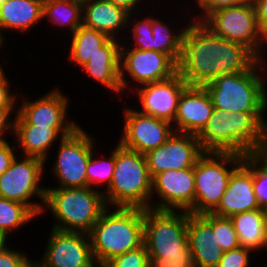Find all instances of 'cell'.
Listing matches in <instances>:
<instances>
[{"label":"cell","instance_id":"1","mask_svg":"<svg viewBox=\"0 0 267 267\" xmlns=\"http://www.w3.org/2000/svg\"><path fill=\"white\" fill-rule=\"evenodd\" d=\"M178 74L190 86H205L222 75L246 72L260 58L247 46L215 35L202 22L187 19Z\"/></svg>","mask_w":267,"mask_h":267},{"label":"cell","instance_id":"2","mask_svg":"<svg viewBox=\"0 0 267 267\" xmlns=\"http://www.w3.org/2000/svg\"><path fill=\"white\" fill-rule=\"evenodd\" d=\"M266 126L250 112L229 113L214 108L197 135L204 152H232L240 155L261 151Z\"/></svg>","mask_w":267,"mask_h":267},{"label":"cell","instance_id":"3","mask_svg":"<svg viewBox=\"0 0 267 267\" xmlns=\"http://www.w3.org/2000/svg\"><path fill=\"white\" fill-rule=\"evenodd\" d=\"M98 267L144 244L143 209L107 207L88 233Z\"/></svg>","mask_w":267,"mask_h":267},{"label":"cell","instance_id":"4","mask_svg":"<svg viewBox=\"0 0 267 267\" xmlns=\"http://www.w3.org/2000/svg\"><path fill=\"white\" fill-rule=\"evenodd\" d=\"M266 61L260 59L246 72L222 75L207 83L205 87L211 95L214 108L229 113L250 112L266 126L267 82L263 74Z\"/></svg>","mask_w":267,"mask_h":267},{"label":"cell","instance_id":"5","mask_svg":"<svg viewBox=\"0 0 267 267\" xmlns=\"http://www.w3.org/2000/svg\"><path fill=\"white\" fill-rule=\"evenodd\" d=\"M107 207L103 192L91 187L47 188L41 216L50 211L51 228L88 234Z\"/></svg>","mask_w":267,"mask_h":267},{"label":"cell","instance_id":"6","mask_svg":"<svg viewBox=\"0 0 267 267\" xmlns=\"http://www.w3.org/2000/svg\"><path fill=\"white\" fill-rule=\"evenodd\" d=\"M115 147V167L110 186L103 191L108 207L150 208L152 177L145 154Z\"/></svg>","mask_w":267,"mask_h":267},{"label":"cell","instance_id":"7","mask_svg":"<svg viewBox=\"0 0 267 267\" xmlns=\"http://www.w3.org/2000/svg\"><path fill=\"white\" fill-rule=\"evenodd\" d=\"M244 156L232 152H204L194 166V214L211 213L220 203L233 171Z\"/></svg>","mask_w":267,"mask_h":267},{"label":"cell","instance_id":"8","mask_svg":"<svg viewBox=\"0 0 267 267\" xmlns=\"http://www.w3.org/2000/svg\"><path fill=\"white\" fill-rule=\"evenodd\" d=\"M45 166L40 158L17 155L0 175V197L25 204L40 217L47 189L41 186L44 170H47ZM34 197L40 202L33 201Z\"/></svg>","mask_w":267,"mask_h":267},{"label":"cell","instance_id":"9","mask_svg":"<svg viewBox=\"0 0 267 267\" xmlns=\"http://www.w3.org/2000/svg\"><path fill=\"white\" fill-rule=\"evenodd\" d=\"M215 35L229 41L239 42L250 48L261 60L267 53V41L260 34L254 3L222 8L211 13L203 22Z\"/></svg>","mask_w":267,"mask_h":267},{"label":"cell","instance_id":"10","mask_svg":"<svg viewBox=\"0 0 267 267\" xmlns=\"http://www.w3.org/2000/svg\"><path fill=\"white\" fill-rule=\"evenodd\" d=\"M188 211L143 209L144 244L149 255L183 254L187 240Z\"/></svg>","mask_w":267,"mask_h":267},{"label":"cell","instance_id":"11","mask_svg":"<svg viewBox=\"0 0 267 267\" xmlns=\"http://www.w3.org/2000/svg\"><path fill=\"white\" fill-rule=\"evenodd\" d=\"M96 139L80 125L70 135L63 137L57 147L55 161L51 165L52 176L57 180V187H87V163L95 150Z\"/></svg>","mask_w":267,"mask_h":267},{"label":"cell","instance_id":"12","mask_svg":"<svg viewBox=\"0 0 267 267\" xmlns=\"http://www.w3.org/2000/svg\"><path fill=\"white\" fill-rule=\"evenodd\" d=\"M123 44L121 42L119 61L123 96L125 90L130 92L143 84L164 81L178 73V64L169 55L154 50L134 49L129 44Z\"/></svg>","mask_w":267,"mask_h":267},{"label":"cell","instance_id":"13","mask_svg":"<svg viewBox=\"0 0 267 267\" xmlns=\"http://www.w3.org/2000/svg\"><path fill=\"white\" fill-rule=\"evenodd\" d=\"M17 103L15 125H38L53 128L62 138L70 135L81 124L70 120V102L62 89L54 86L45 95L35 100L25 99Z\"/></svg>","mask_w":267,"mask_h":267},{"label":"cell","instance_id":"14","mask_svg":"<svg viewBox=\"0 0 267 267\" xmlns=\"http://www.w3.org/2000/svg\"><path fill=\"white\" fill-rule=\"evenodd\" d=\"M46 243L34 267H98L87 233L51 228Z\"/></svg>","mask_w":267,"mask_h":267},{"label":"cell","instance_id":"15","mask_svg":"<svg viewBox=\"0 0 267 267\" xmlns=\"http://www.w3.org/2000/svg\"><path fill=\"white\" fill-rule=\"evenodd\" d=\"M194 193V167L160 172L152 178L150 209L194 214ZM155 197L158 200H153Z\"/></svg>","mask_w":267,"mask_h":267},{"label":"cell","instance_id":"16","mask_svg":"<svg viewBox=\"0 0 267 267\" xmlns=\"http://www.w3.org/2000/svg\"><path fill=\"white\" fill-rule=\"evenodd\" d=\"M124 108L123 132L118 141L123 147L146 154L164 144L174 133L171 122L142 114L128 106Z\"/></svg>","mask_w":267,"mask_h":267},{"label":"cell","instance_id":"17","mask_svg":"<svg viewBox=\"0 0 267 267\" xmlns=\"http://www.w3.org/2000/svg\"><path fill=\"white\" fill-rule=\"evenodd\" d=\"M203 153L196 135L174 131L164 144L147 152L145 157L153 178L167 170L194 167Z\"/></svg>","mask_w":267,"mask_h":267},{"label":"cell","instance_id":"18","mask_svg":"<svg viewBox=\"0 0 267 267\" xmlns=\"http://www.w3.org/2000/svg\"><path fill=\"white\" fill-rule=\"evenodd\" d=\"M187 86V82L177 73L167 80L138 86L130 95L133 93L138 97V112L173 123L179 97Z\"/></svg>","mask_w":267,"mask_h":267},{"label":"cell","instance_id":"19","mask_svg":"<svg viewBox=\"0 0 267 267\" xmlns=\"http://www.w3.org/2000/svg\"><path fill=\"white\" fill-rule=\"evenodd\" d=\"M214 105L205 86L188 85L179 97L172 123L175 132L198 135L212 116Z\"/></svg>","mask_w":267,"mask_h":267},{"label":"cell","instance_id":"20","mask_svg":"<svg viewBox=\"0 0 267 267\" xmlns=\"http://www.w3.org/2000/svg\"><path fill=\"white\" fill-rule=\"evenodd\" d=\"M260 209L253 189L252 166L244 159L231 174L218 206L211 212L221 217Z\"/></svg>","mask_w":267,"mask_h":267},{"label":"cell","instance_id":"21","mask_svg":"<svg viewBox=\"0 0 267 267\" xmlns=\"http://www.w3.org/2000/svg\"><path fill=\"white\" fill-rule=\"evenodd\" d=\"M187 240L194 267H216L223 251L217 239V230L201 215L189 212Z\"/></svg>","mask_w":267,"mask_h":267},{"label":"cell","instance_id":"22","mask_svg":"<svg viewBox=\"0 0 267 267\" xmlns=\"http://www.w3.org/2000/svg\"><path fill=\"white\" fill-rule=\"evenodd\" d=\"M120 45L121 41L116 38H109L101 47L100 52L91 56L89 60L81 66L86 76H90L94 82L101 84L104 89H109L111 93L122 96L120 82Z\"/></svg>","mask_w":267,"mask_h":267},{"label":"cell","instance_id":"23","mask_svg":"<svg viewBox=\"0 0 267 267\" xmlns=\"http://www.w3.org/2000/svg\"><path fill=\"white\" fill-rule=\"evenodd\" d=\"M82 24L121 41L126 37L129 13L106 0H84ZM125 27V28H124ZM121 34V35H120ZM122 38H121V37Z\"/></svg>","mask_w":267,"mask_h":267},{"label":"cell","instance_id":"24","mask_svg":"<svg viewBox=\"0 0 267 267\" xmlns=\"http://www.w3.org/2000/svg\"><path fill=\"white\" fill-rule=\"evenodd\" d=\"M43 20V3L40 0H6L0 6V30L23 34Z\"/></svg>","mask_w":267,"mask_h":267},{"label":"cell","instance_id":"25","mask_svg":"<svg viewBox=\"0 0 267 267\" xmlns=\"http://www.w3.org/2000/svg\"><path fill=\"white\" fill-rule=\"evenodd\" d=\"M14 136L17 150L22 151L19 155L40 158L45 164L52 146L62 139L53 128L38 125H15Z\"/></svg>","mask_w":267,"mask_h":267},{"label":"cell","instance_id":"26","mask_svg":"<svg viewBox=\"0 0 267 267\" xmlns=\"http://www.w3.org/2000/svg\"><path fill=\"white\" fill-rule=\"evenodd\" d=\"M237 233L240 246L254 253L264 250L267 234V215L265 209H255L230 217ZM262 249V250H261Z\"/></svg>","mask_w":267,"mask_h":267},{"label":"cell","instance_id":"27","mask_svg":"<svg viewBox=\"0 0 267 267\" xmlns=\"http://www.w3.org/2000/svg\"><path fill=\"white\" fill-rule=\"evenodd\" d=\"M69 61L83 66L91 56L100 52V47L110 38L106 33L80 25L70 36Z\"/></svg>","mask_w":267,"mask_h":267},{"label":"cell","instance_id":"28","mask_svg":"<svg viewBox=\"0 0 267 267\" xmlns=\"http://www.w3.org/2000/svg\"><path fill=\"white\" fill-rule=\"evenodd\" d=\"M83 2L81 0H54L43 4V20L51 26L68 29L71 35L82 25Z\"/></svg>","mask_w":267,"mask_h":267},{"label":"cell","instance_id":"29","mask_svg":"<svg viewBox=\"0 0 267 267\" xmlns=\"http://www.w3.org/2000/svg\"><path fill=\"white\" fill-rule=\"evenodd\" d=\"M152 13L153 50L169 55L177 64L181 58L183 34L186 29L180 25L172 27ZM169 23V24H167ZM179 29V30H178Z\"/></svg>","mask_w":267,"mask_h":267},{"label":"cell","instance_id":"30","mask_svg":"<svg viewBox=\"0 0 267 267\" xmlns=\"http://www.w3.org/2000/svg\"><path fill=\"white\" fill-rule=\"evenodd\" d=\"M35 217L38 216L27 205L0 197V236L8 239Z\"/></svg>","mask_w":267,"mask_h":267},{"label":"cell","instance_id":"31","mask_svg":"<svg viewBox=\"0 0 267 267\" xmlns=\"http://www.w3.org/2000/svg\"><path fill=\"white\" fill-rule=\"evenodd\" d=\"M94 153L95 151H93L87 163V187L97 190H100L98 188L101 187L100 191L103 192L110 186L113 178L115 167V148L109 152L111 154H109L110 156H107L108 159L105 156H102L103 159L99 156L96 157ZM102 188H104L103 191Z\"/></svg>","mask_w":267,"mask_h":267},{"label":"cell","instance_id":"32","mask_svg":"<svg viewBox=\"0 0 267 267\" xmlns=\"http://www.w3.org/2000/svg\"><path fill=\"white\" fill-rule=\"evenodd\" d=\"M146 15L145 17H141L140 12H135L128 16L127 31L131 29L129 31L131 37L129 40L131 41L129 45L130 48L143 51L153 50L152 14L151 12L150 14L147 12ZM137 17H139V19H137Z\"/></svg>","mask_w":267,"mask_h":267},{"label":"cell","instance_id":"33","mask_svg":"<svg viewBox=\"0 0 267 267\" xmlns=\"http://www.w3.org/2000/svg\"><path fill=\"white\" fill-rule=\"evenodd\" d=\"M244 159L252 166L253 189L259 207L267 208V158L260 152L249 153Z\"/></svg>","mask_w":267,"mask_h":267},{"label":"cell","instance_id":"34","mask_svg":"<svg viewBox=\"0 0 267 267\" xmlns=\"http://www.w3.org/2000/svg\"><path fill=\"white\" fill-rule=\"evenodd\" d=\"M217 230V239L223 252L240 246L237 233L229 217H221L212 213L201 214Z\"/></svg>","mask_w":267,"mask_h":267},{"label":"cell","instance_id":"35","mask_svg":"<svg viewBox=\"0 0 267 267\" xmlns=\"http://www.w3.org/2000/svg\"><path fill=\"white\" fill-rule=\"evenodd\" d=\"M149 254L145 244L141 247L116 256L103 267H149Z\"/></svg>","mask_w":267,"mask_h":267},{"label":"cell","instance_id":"36","mask_svg":"<svg viewBox=\"0 0 267 267\" xmlns=\"http://www.w3.org/2000/svg\"><path fill=\"white\" fill-rule=\"evenodd\" d=\"M247 1L248 0H195L193 1V4L196 3L197 7H195L196 9L194 10H197V12L195 11V14L189 15V17L192 16L191 20L193 21L203 22L211 13L215 12L216 10L233 7ZM197 13L199 14L197 15Z\"/></svg>","mask_w":267,"mask_h":267},{"label":"cell","instance_id":"37","mask_svg":"<svg viewBox=\"0 0 267 267\" xmlns=\"http://www.w3.org/2000/svg\"><path fill=\"white\" fill-rule=\"evenodd\" d=\"M149 267H194L191 249L183 254L149 255Z\"/></svg>","mask_w":267,"mask_h":267},{"label":"cell","instance_id":"38","mask_svg":"<svg viewBox=\"0 0 267 267\" xmlns=\"http://www.w3.org/2000/svg\"><path fill=\"white\" fill-rule=\"evenodd\" d=\"M7 243L0 251V267H34V260L26 252L8 247Z\"/></svg>","mask_w":267,"mask_h":267},{"label":"cell","instance_id":"39","mask_svg":"<svg viewBox=\"0 0 267 267\" xmlns=\"http://www.w3.org/2000/svg\"><path fill=\"white\" fill-rule=\"evenodd\" d=\"M252 253L251 249L243 246L225 251L216 267H249Z\"/></svg>","mask_w":267,"mask_h":267},{"label":"cell","instance_id":"40","mask_svg":"<svg viewBox=\"0 0 267 267\" xmlns=\"http://www.w3.org/2000/svg\"><path fill=\"white\" fill-rule=\"evenodd\" d=\"M16 115L17 108H0V144L9 141L5 137L10 136V133L14 136Z\"/></svg>","mask_w":267,"mask_h":267},{"label":"cell","instance_id":"41","mask_svg":"<svg viewBox=\"0 0 267 267\" xmlns=\"http://www.w3.org/2000/svg\"><path fill=\"white\" fill-rule=\"evenodd\" d=\"M7 77L5 74L0 79V108H17V102L20 103V100H18L20 95H17V92L12 93V86H10V80Z\"/></svg>","mask_w":267,"mask_h":267},{"label":"cell","instance_id":"42","mask_svg":"<svg viewBox=\"0 0 267 267\" xmlns=\"http://www.w3.org/2000/svg\"><path fill=\"white\" fill-rule=\"evenodd\" d=\"M16 152V144L11 145L9 141L0 144V175L10 167L12 161L18 155Z\"/></svg>","mask_w":267,"mask_h":267},{"label":"cell","instance_id":"43","mask_svg":"<svg viewBox=\"0 0 267 267\" xmlns=\"http://www.w3.org/2000/svg\"><path fill=\"white\" fill-rule=\"evenodd\" d=\"M252 2L256 10L259 32L267 41V0H252Z\"/></svg>","mask_w":267,"mask_h":267},{"label":"cell","instance_id":"44","mask_svg":"<svg viewBox=\"0 0 267 267\" xmlns=\"http://www.w3.org/2000/svg\"><path fill=\"white\" fill-rule=\"evenodd\" d=\"M106 1L112 2L114 5L123 8L129 14L141 11L142 9L140 6L141 5L144 6L146 4V3L143 4V2H146L145 0H106Z\"/></svg>","mask_w":267,"mask_h":267},{"label":"cell","instance_id":"45","mask_svg":"<svg viewBox=\"0 0 267 267\" xmlns=\"http://www.w3.org/2000/svg\"><path fill=\"white\" fill-rule=\"evenodd\" d=\"M260 152L267 158V125L264 137V144Z\"/></svg>","mask_w":267,"mask_h":267},{"label":"cell","instance_id":"46","mask_svg":"<svg viewBox=\"0 0 267 267\" xmlns=\"http://www.w3.org/2000/svg\"><path fill=\"white\" fill-rule=\"evenodd\" d=\"M4 35V33L0 30V50L2 51V49L1 48H3V46H4V44H5V38H6V35L5 36H3Z\"/></svg>","mask_w":267,"mask_h":267},{"label":"cell","instance_id":"47","mask_svg":"<svg viewBox=\"0 0 267 267\" xmlns=\"http://www.w3.org/2000/svg\"><path fill=\"white\" fill-rule=\"evenodd\" d=\"M7 242H9V239L3 236H0V251L7 244Z\"/></svg>","mask_w":267,"mask_h":267},{"label":"cell","instance_id":"48","mask_svg":"<svg viewBox=\"0 0 267 267\" xmlns=\"http://www.w3.org/2000/svg\"><path fill=\"white\" fill-rule=\"evenodd\" d=\"M5 71H4V68H3V65L0 63V79L5 75Z\"/></svg>","mask_w":267,"mask_h":267},{"label":"cell","instance_id":"49","mask_svg":"<svg viewBox=\"0 0 267 267\" xmlns=\"http://www.w3.org/2000/svg\"><path fill=\"white\" fill-rule=\"evenodd\" d=\"M43 4L50 2V1H54V0H40Z\"/></svg>","mask_w":267,"mask_h":267},{"label":"cell","instance_id":"50","mask_svg":"<svg viewBox=\"0 0 267 267\" xmlns=\"http://www.w3.org/2000/svg\"><path fill=\"white\" fill-rule=\"evenodd\" d=\"M264 248L267 250V234H266V243H265V247Z\"/></svg>","mask_w":267,"mask_h":267},{"label":"cell","instance_id":"51","mask_svg":"<svg viewBox=\"0 0 267 267\" xmlns=\"http://www.w3.org/2000/svg\"><path fill=\"white\" fill-rule=\"evenodd\" d=\"M6 0H0V6L5 2Z\"/></svg>","mask_w":267,"mask_h":267}]
</instances>
